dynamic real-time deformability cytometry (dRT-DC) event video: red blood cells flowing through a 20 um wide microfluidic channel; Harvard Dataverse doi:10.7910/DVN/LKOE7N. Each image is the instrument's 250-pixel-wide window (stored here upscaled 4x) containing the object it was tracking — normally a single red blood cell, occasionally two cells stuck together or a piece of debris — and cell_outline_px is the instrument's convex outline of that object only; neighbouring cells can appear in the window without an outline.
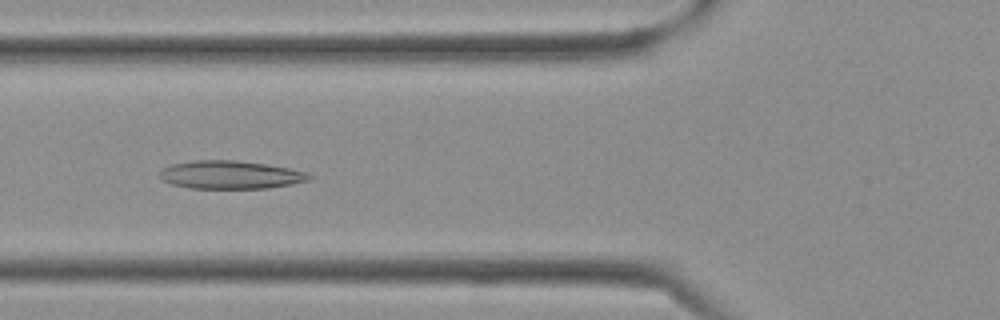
{"species": "Egyptian fruit bat (a non-hibernating species)", "species_latin": "Rousettus aegyptiacus", "temperature_condition": "cold", "stored_images_in_passage": 32, "camera_frame_rate_fps": 3000, "um_per_image_px": 0.085, "frame": {"image": 1, "passage_image": 8, "time_ms": 2.333, "image_size_px": [1000, 320], "cell_outline_px": [[312, 180], [292, 184], [268, 188], [188, 188], [172, 184], [160, 180], [160, 172], [164, 168], [172, 164], [196, 160], [236, 160], [292, 168], [308, 172], [312, 176]], "centroid_in_image_um": [19.63, 14.86], "position_along_channel_um": 106.2, "area_um2": 24.62}}
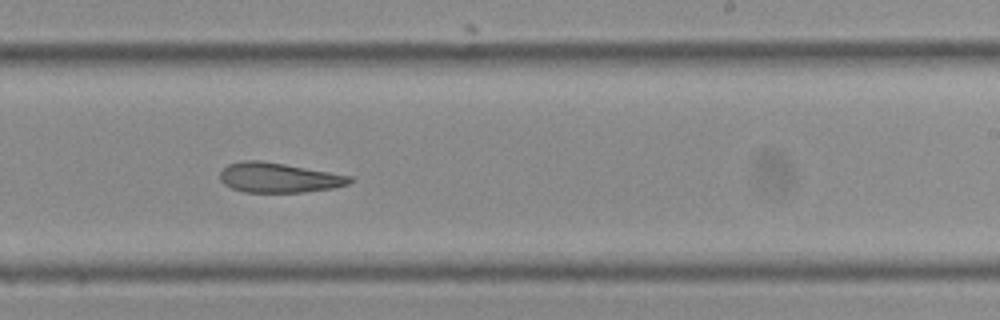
{"frame": {"image": 2, "passage_image": 17, "time_ms": 5.333, "image_size_px": [1000, 320], "cell_outline_px": [[352, 180], [348, 184], [336, 188], [304, 192], [244, 192], [232, 188], [224, 184], [220, 180], [220, 172], [228, 164], [244, 160], [260, 160], [284, 164], [352, 176]], "centroid_in_image_um": [23.69, 15.1], "position_along_channel_um": 265.3, "area_um2": 22.48}}
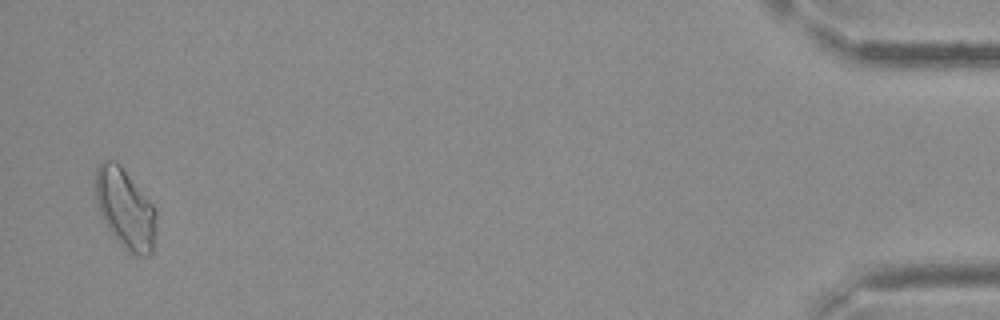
{"frame": {"image": 3, "passage_image": 31, "time_ms": 10.0, "image_size_px": [1000, 320], "cell_outline_px": [[156, 232], [152, 252], [148, 256], [136, 256], [116, 240], [108, 228], [100, 212], [96, 200], [96, 168], [100, 160], [116, 160], [120, 164], [156, 208]], "centroid_in_image_um": [10.66, 17.72], "position_along_channel_um": 424.5, "area_um2": 28.26}}